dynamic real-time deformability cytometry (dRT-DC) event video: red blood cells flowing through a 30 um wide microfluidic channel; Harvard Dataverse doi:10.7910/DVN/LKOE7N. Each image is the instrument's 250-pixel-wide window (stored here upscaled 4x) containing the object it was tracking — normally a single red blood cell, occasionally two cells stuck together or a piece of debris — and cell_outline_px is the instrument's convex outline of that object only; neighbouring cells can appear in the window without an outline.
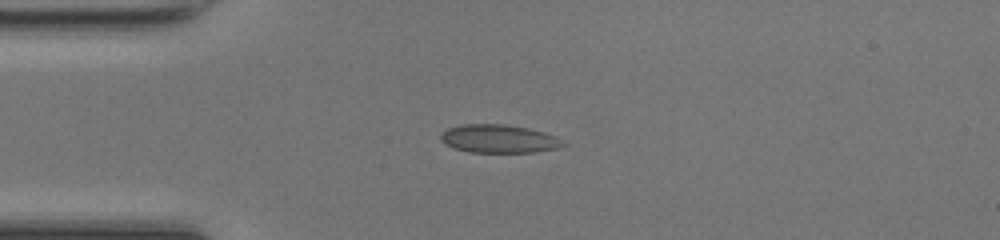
{"species": "common noctule bat (a hibernating species)", "species_latin": "Nyctalus noctula", "temperature_condition": "room temperature", "stored_images_in_passage": 37, "camera_frame_rate_fps": 3000, "um_per_image_px": 0.085, "animal": {"sex": "female", "body_mass_g": 17.0, "forearm_length_mm": 48.0}, "frame": {"image": 1, "passage_image": 1, "time_ms": 0.0, "image_size_px": [1000, 240], "cell_outline_px": [[568, 144], [556, 148], [536, 152], [468, 152], [456, 148], [440, 140], [440, 136], [448, 128], [460, 124], [504, 124], [528, 128], [544, 132], [556, 136]], "centroid_in_image_um": [42.43, 11.79], "position_along_channel_um": 42.6, "area_um2": 20.06}}
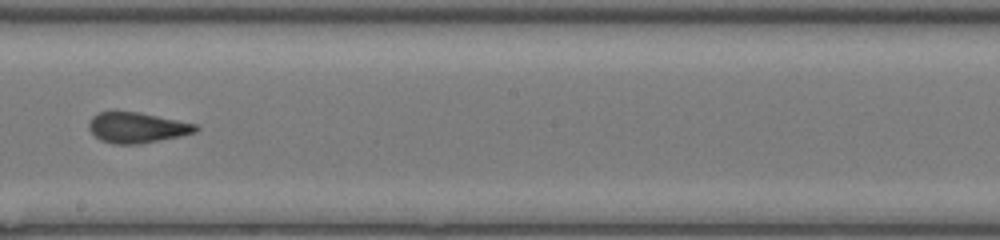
{"frame": {"image": 2, "passage_image": 16, "time_ms": 5.0, "image_size_px": [1000, 240], "cell_outline_px": [[200, 128], [196, 132], [180, 136], [140, 144], [112, 144], [100, 140], [88, 128], [88, 124], [92, 116], [100, 112], [136, 112], [196, 124]], "centroid_in_image_um": [11.63, 10.86], "position_along_channel_um": 236.6, "area_um2": 18.79}}
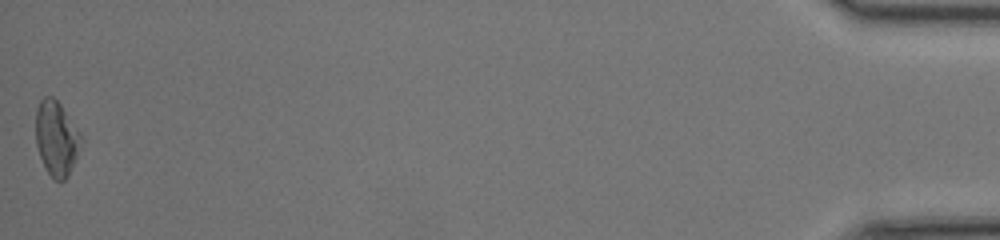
{"frame": {"image": 3, "passage_image": 37, "time_ms": 12.0, "image_size_px": [1000, 240], "cell_outline_px": [[84, 140], [68, 176], [64, 180], [56, 180], [48, 172], [40, 156], [36, 144], [36, 108], [40, 100], [44, 96], [52, 96], [60, 104], [80, 132]], "centroid_in_image_um": [4.81, 11.74], "position_along_channel_um": 430.4, "area_um2": 19.65}, "authors_computed_cell_mechanics": {"area_um2": 19.363, "velocity_mm_per_s": 4.2857, "shape_relaxation_time_tau1_ms": null, "shape_relaxation_time_tau2_ms": 1.0364, "deformation_change_tau1": null, "deformation_change_tau2": 0.0412}}